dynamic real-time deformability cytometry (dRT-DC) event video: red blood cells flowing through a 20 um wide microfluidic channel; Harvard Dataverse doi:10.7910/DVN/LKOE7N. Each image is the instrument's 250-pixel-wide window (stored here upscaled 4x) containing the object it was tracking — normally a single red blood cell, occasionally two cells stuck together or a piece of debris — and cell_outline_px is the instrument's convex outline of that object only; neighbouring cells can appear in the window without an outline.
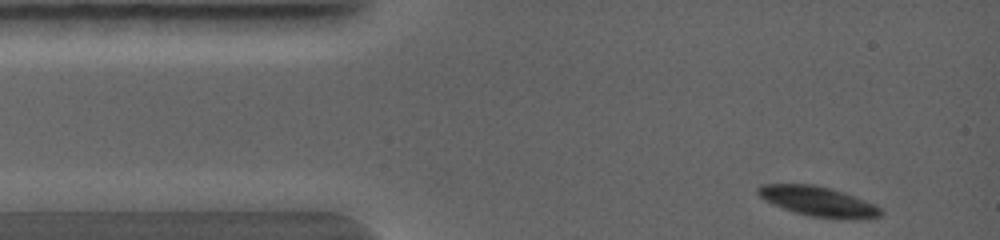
{"species": "common noctule bat (a hibernating species)", "species_latin": "Nyctalus noctula", "temperature_condition": "warm", "stored_images_in_passage": 6, "camera_frame_rate_fps": 5000, "um_per_image_px": 0.085, "animal": {"sex": "female", "body_mass_g": 19.0, "forearm_length_mm": 56.7}, "frame": {"image": 1, "passage_image": 1, "time_ms": 0.0, "image_size_px": [1000, 240], "cell_outline_px": [[884, 212], [880, 216], [852, 220], [808, 216], [772, 204], [764, 200], [756, 192], [756, 188], [760, 184], [816, 184], [832, 188], [844, 192], [876, 204]], "centroid_in_image_um": [69.56, 17.11], "position_along_channel_um": 15.4, "area_um2": 21.62}}
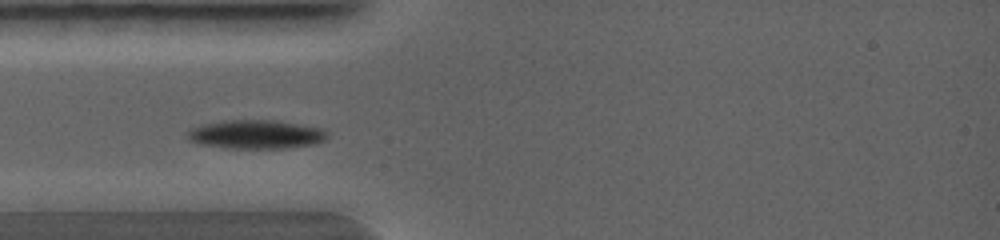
{"frame": {"image": 2, "passage_image": 4, "time_ms": 1.6, "image_size_px": [1000, 240], "cell_outline_px": [[328, 136], [324, 140], [316, 144], [284, 148], [232, 148], [204, 144], [188, 140], [184, 132], [188, 128], [200, 124], [224, 120], [272, 120], [324, 128], [328, 132]], "centroid_in_image_um": [21.73, 11.41], "position_along_channel_um": 63.3, "area_um2": 23.64}}
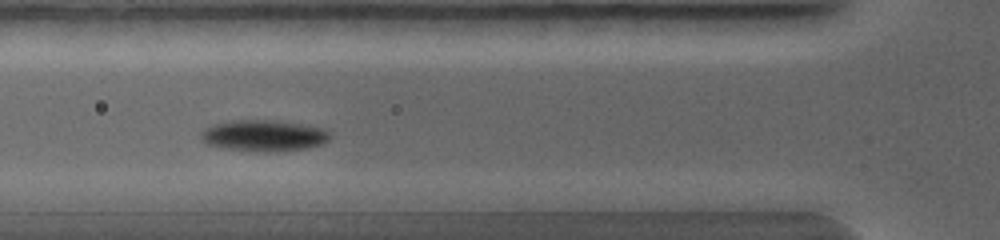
{"frame": {"image": 3, "passage_image": 5, "time_ms": 2.2, "image_size_px": [1000, 240], "cell_outline_px": [[332, 136], [324, 144], [308, 148], [280, 152], [256, 152], [224, 148], [208, 144], [200, 140], [200, 132], [204, 128], [212, 124], [228, 120], [280, 120], [304, 124], [324, 128]], "centroid_in_image_um": [22.43, 11.53], "position_along_channel_um": 103.4, "area_um2": 24.22}}